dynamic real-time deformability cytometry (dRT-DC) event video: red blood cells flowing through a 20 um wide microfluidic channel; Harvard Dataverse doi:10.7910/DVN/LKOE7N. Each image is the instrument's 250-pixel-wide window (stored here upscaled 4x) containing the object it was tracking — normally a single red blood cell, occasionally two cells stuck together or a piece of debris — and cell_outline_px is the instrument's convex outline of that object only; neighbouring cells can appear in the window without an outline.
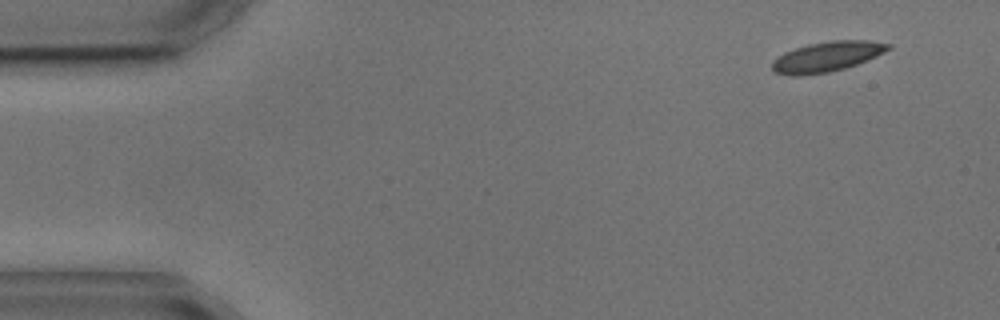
{"species": "common noctule bat (a hibernating species)", "species_latin": "Nyctalus noctula", "temperature_condition": "cold", "stored_images_in_passage": 4, "camera_frame_rate_fps": 3000, "um_per_image_px": 0.085, "animal": {"sex": "male", "body_mass_g": 17.9, "forearm_length_mm": 54.2}, "frame": {"image": 1, "passage_image": 1, "time_ms": 0.0, "image_size_px": [1000, 320], "cell_outline_px": [[892, 48], [868, 60], [844, 68], [828, 72], [800, 76], [788, 76], [776, 72], [772, 68], [772, 60], [784, 52], [808, 44], [832, 40], [868, 40], [892, 44]], "centroid_in_image_um": [70.29, 4.81], "position_along_channel_um": 14.7, "area_um2": 20.4}}
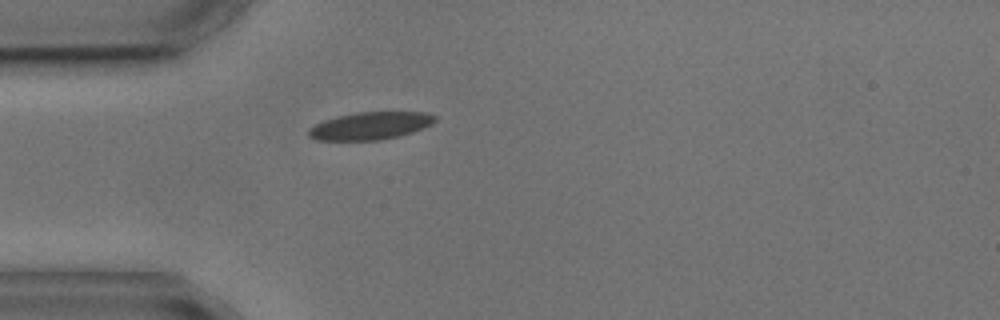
{"frame": {"image": 2, "passage_image": 4, "time_ms": 3.667, "image_size_px": [1000, 320], "cell_outline_px": [[436, 120], [432, 124], [424, 128], [400, 136], [380, 140], [316, 140], [308, 136], [308, 128], [324, 120], [336, 116], [356, 112], [428, 112], [436, 116]], "centroid_in_image_um": [31.48, 10.69], "position_along_channel_um": 53.5, "area_um2": 20.46}}